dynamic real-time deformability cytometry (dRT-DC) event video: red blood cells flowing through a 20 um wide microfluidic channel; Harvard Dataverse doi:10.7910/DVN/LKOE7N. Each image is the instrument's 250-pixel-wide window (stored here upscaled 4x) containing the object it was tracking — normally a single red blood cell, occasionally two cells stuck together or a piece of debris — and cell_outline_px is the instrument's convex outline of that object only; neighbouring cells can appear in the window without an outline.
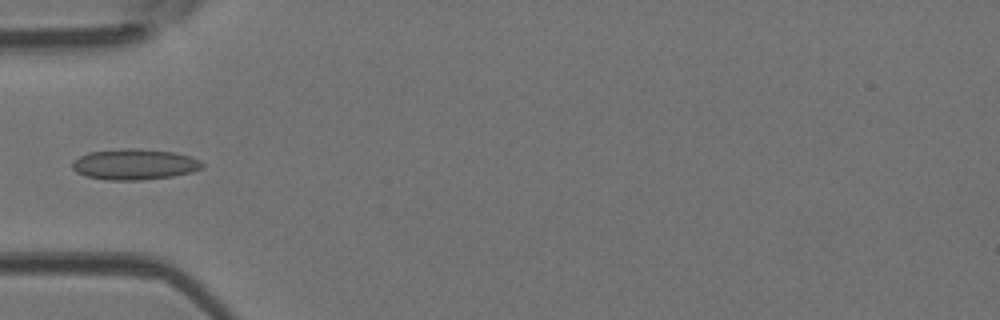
{"species": "Egyptian fruit bat (a non-hibernating species)", "species_latin": "Rousettus aegyptiacus", "temperature_condition": "room temperature", "stored_images_in_passage": 29, "camera_frame_rate_fps": 3000, "um_per_image_px": 0.085, "animal": {"sex": "female"}, "frame": {"image": 1, "passage_image": 1, "time_ms": 0.0, "image_size_px": [1000, 320], "cell_outline_px": [[204, 168], [192, 172], [172, 176], [140, 180], [108, 180], [88, 176], [76, 172], [72, 168], [72, 160], [88, 152], [124, 148], [136, 148], [172, 152], [188, 156], [200, 160], [204, 164]], "centroid_in_image_um": [11.43, 13.96], "position_along_channel_um": 73.6, "area_um2": 23.29}}
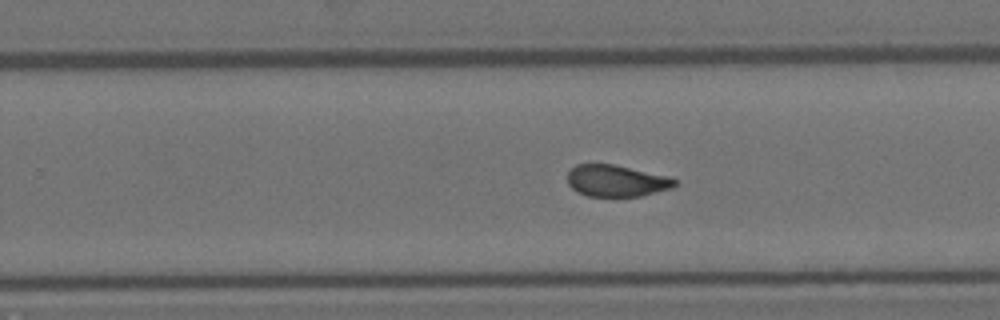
{"frame": {"image": 2, "passage_image": 16, "time_ms": 5.0, "image_size_px": [1000, 320], "cell_outline_px": [[680, 184], [672, 188], [640, 196], [588, 196], [576, 192], [568, 184], [568, 172], [576, 164], [612, 164], [668, 176], [676, 180]], "centroid_in_image_um": [52.4, 15.37], "position_along_channel_um": 277.4, "area_um2": 19.77}}
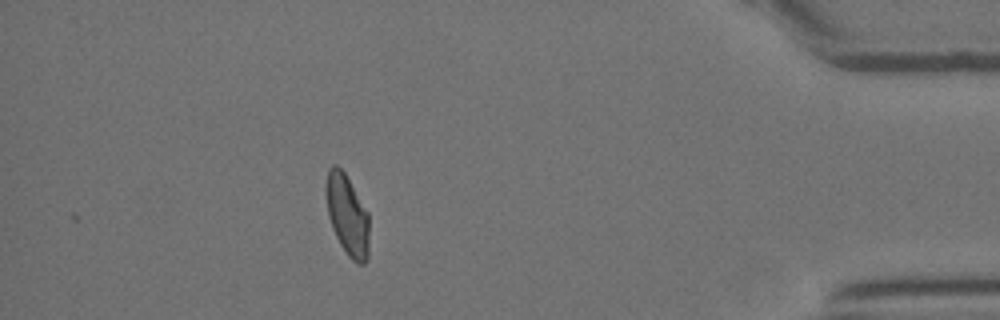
{"frame": {"image": 3, "passage_image": 29, "time_ms": 9.333, "image_size_px": [1000, 320], "cell_outline_px": [[368, 260], [364, 264], [356, 264], [348, 256], [340, 244], [332, 228], [328, 216], [324, 192], [324, 184], [328, 168], [332, 164], [336, 164], [344, 172], [368, 212]], "centroid_in_image_um": [29.48, 18.26], "position_along_channel_um": 405.7, "area_um2": 20.63}}